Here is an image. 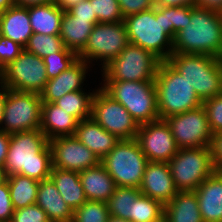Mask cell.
<instances>
[{"mask_svg": "<svg viewBox=\"0 0 222 222\" xmlns=\"http://www.w3.org/2000/svg\"><path fill=\"white\" fill-rule=\"evenodd\" d=\"M11 222H51L46 212L37 204L14 210Z\"/></svg>", "mask_w": 222, "mask_h": 222, "instance_id": "f35d334b", "label": "cell"}, {"mask_svg": "<svg viewBox=\"0 0 222 222\" xmlns=\"http://www.w3.org/2000/svg\"><path fill=\"white\" fill-rule=\"evenodd\" d=\"M7 179V175L3 167H0V185Z\"/></svg>", "mask_w": 222, "mask_h": 222, "instance_id": "f5cc1de1", "label": "cell"}, {"mask_svg": "<svg viewBox=\"0 0 222 222\" xmlns=\"http://www.w3.org/2000/svg\"><path fill=\"white\" fill-rule=\"evenodd\" d=\"M160 119L202 105L192 85L167 61H161L154 79Z\"/></svg>", "mask_w": 222, "mask_h": 222, "instance_id": "277c9868", "label": "cell"}, {"mask_svg": "<svg viewBox=\"0 0 222 222\" xmlns=\"http://www.w3.org/2000/svg\"><path fill=\"white\" fill-rule=\"evenodd\" d=\"M141 194L160 201L163 205L169 203L178 193L168 162H148L141 185Z\"/></svg>", "mask_w": 222, "mask_h": 222, "instance_id": "e0dca14e", "label": "cell"}, {"mask_svg": "<svg viewBox=\"0 0 222 222\" xmlns=\"http://www.w3.org/2000/svg\"><path fill=\"white\" fill-rule=\"evenodd\" d=\"M6 87L0 82V129L2 126V119H3V102L6 92Z\"/></svg>", "mask_w": 222, "mask_h": 222, "instance_id": "f907efd6", "label": "cell"}, {"mask_svg": "<svg viewBox=\"0 0 222 222\" xmlns=\"http://www.w3.org/2000/svg\"><path fill=\"white\" fill-rule=\"evenodd\" d=\"M10 142V134L0 130V167H4V163L8 153Z\"/></svg>", "mask_w": 222, "mask_h": 222, "instance_id": "7dc6e473", "label": "cell"}, {"mask_svg": "<svg viewBox=\"0 0 222 222\" xmlns=\"http://www.w3.org/2000/svg\"><path fill=\"white\" fill-rule=\"evenodd\" d=\"M91 118L119 140L137 137L139 125L119 102L112 99L100 87L92 100Z\"/></svg>", "mask_w": 222, "mask_h": 222, "instance_id": "4fadbf2b", "label": "cell"}, {"mask_svg": "<svg viewBox=\"0 0 222 222\" xmlns=\"http://www.w3.org/2000/svg\"><path fill=\"white\" fill-rule=\"evenodd\" d=\"M164 215V205L155 199L140 194L133 202L131 222H153Z\"/></svg>", "mask_w": 222, "mask_h": 222, "instance_id": "1f68e13d", "label": "cell"}, {"mask_svg": "<svg viewBox=\"0 0 222 222\" xmlns=\"http://www.w3.org/2000/svg\"><path fill=\"white\" fill-rule=\"evenodd\" d=\"M33 31L28 15V7L13 5L0 12V35L25 47Z\"/></svg>", "mask_w": 222, "mask_h": 222, "instance_id": "603a6c76", "label": "cell"}, {"mask_svg": "<svg viewBox=\"0 0 222 222\" xmlns=\"http://www.w3.org/2000/svg\"><path fill=\"white\" fill-rule=\"evenodd\" d=\"M96 90L89 92L79 90L65 94L54 103L76 117L79 121L91 118L92 100Z\"/></svg>", "mask_w": 222, "mask_h": 222, "instance_id": "f546056e", "label": "cell"}, {"mask_svg": "<svg viewBox=\"0 0 222 222\" xmlns=\"http://www.w3.org/2000/svg\"><path fill=\"white\" fill-rule=\"evenodd\" d=\"M136 139L148 162H169L178 151L165 119L140 125Z\"/></svg>", "mask_w": 222, "mask_h": 222, "instance_id": "9a60e30c", "label": "cell"}, {"mask_svg": "<svg viewBox=\"0 0 222 222\" xmlns=\"http://www.w3.org/2000/svg\"><path fill=\"white\" fill-rule=\"evenodd\" d=\"M14 208L12 205L7 179L0 185V222H11Z\"/></svg>", "mask_w": 222, "mask_h": 222, "instance_id": "60d3db41", "label": "cell"}, {"mask_svg": "<svg viewBox=\"0 0 222 222\" xmlns=\"http://www.w3.org/2000/svg\"><path fill=\"white\" fill-rule=\"evenodd\" d=\"M109 217L106 202L87 200L74 210L72 222H108Z\"/></svg>", "mask_w": 222, "mask_h": 222, "instance_id": "836d02e7", "label": "cell"}, {"mask_svg": "<svg viewBox=\"0 0 222 222\" xmlns=\"http://www.w3.org/2000/svg\"><path fill=\"white\" fill-rule=\"evenodd\" d=\"M74 136L92 151L99 160H102L120 141L92 118L79 121Z\"/></svg>", "mask_w": 222, "mask_h": 222, "instance_id": "ffe728a7", "label": "cell"}, {"mask_svg": "<svg viewBox=\"0 0 222 222\" xmlns=\"http://www.w3.org/2000/svg\"><path fill=\"white\" fill-rule=\"evenodd\" d=\"M164 215L168 222H203L195 191H178L164 205Z\"/></svg>", "mask_w": 222, "mask_h": 222, "instance_id": "4316f807", "label": "cell"}, {"mask_svg": "<svg viewBox=\"0 0 222 222\" xmlns=\"http://www.w3.org/2000/svg\"><path fill=\"white\" fill-rule=\"evenodd\" d=\"M209 148L215 171L222 172V133L213 134Z\"/></svg>", "mask_w": 222, "mask_h": 222, "instance_id": "ee69618b", "label": "cell"}, {"mask_svg": "<svg viewBox=\"0 0 222 222\" xmlns=\"http://www.w3.org/2000/svg\"><path fill=\"white\" fill-rule=\"evenodd\" d=\"M15 5L18 6H32V5H44L55 2V0H13Z\"/></svg>", "mask_w": 222, "mask_h": 222, "instance_id": "c3c4849f", "label": "cell"}, {"mask_svg": "<svg viewBox=\"0 0 222 222\" xmlns=\"http://www.w3.org/2000/svg\"><path fill=\"white\" fill-rule=\"evenodd\" d=\"M89 66V63L78 59L57 77L48 79L45 88L40 93L42 102L54 103L67 93L84 90L82 84L86 79Z\"/></svg>", "mask_w": 222, "mask_h": 222, "instance_id": "ac0fdd59", "label": "cell"}, {"mask_svg": "<svg viewBox=\"0 0 222 222\" xmlns=\"http://www.w3.org/2000/svg\"><path fill=\"white\" fill-rule=\"evenodd\" d=\"M36 204L47 214L51 222H72L73 210L68 206L53 181H39Z\"/></svg>", "mask_w": 222, "mask_h": 222, "instance_id": "cb8c5ba5", "label": "cell"}, {"mask_svg": "<svg viewBox=\"0 0 222 222\" xmlns=\"http://www.w3.org/2000/svg\"><path fill=\"white\" fill-rule=\"evenodd\" d=\"M85 196L89 201L108 202L114 193L116 184L103 164L87 168L79 172Z\"/></svg>", "mask_w": 222, "mask_h": 222, "instance_id": "7402d4cb", "label": "cell"}, {"mask_svg": "<svg viewBox=\"0 0 222 222\" xmlns=\"http://www.w3.org/2000/svg\"><path fill=\"white\" fill-rule=\"evenodd\" d=\"M42 104L38 93L6 89L0 130L11 135L40 129Z\"/></svg>", "mask_w": 222, "mask_h": 222, "instance_id": "9c48e42d", "label": "cell"}, {"mask_svg": "<svg viewBox=\"0 0 222 222\" xmlns=\"http://www.w3.org/2000/svg\"><path fill=\"white\" fill-rule=\"evenodd\" d=\"M123 17L154 8V0H118Z\"/></svg>", "mask_w": 222, "mask_h": 222, "instance_id": "b9f144b4", "label": "cell"}, {"mask_svg": "<svg viewBox=\"0 0 222 222\" xmlns=\"http://www.w3.org/2000/svg\"><path fill=\"white\" fill-rule=\"evenodd\" d=\"M93 26L89 19L72 16L65 10L60 26V37L64 47L79 54L86 46Z\"/></svg>", "mask_w": 222, "mask_h": 222, "instance_id": "d4e9b609", "label": "cell"}, {"mask_svg": "<svg viewBox=\"0 0 222 222\" xmlns=\"http://www.w3.org/2000/svg\"><path fill=\"white\" fill-rule=\"evenodd\" d=\"M24 50L19 43L0 35V68L3 69L13 62Z\"/></svg>", "mask_w": 222, "mask_h": 222, "instance_id": "ab89813d", "label": "cell"}, {"mask_svg": "<svg viewBox=\"0 0 222 222\" xmlns=\"http://www.w3.org/2000/svg\"><path fill=\"white\" fill-rule=\"evenodd\" d=\"M100 162L113 178L116 187L139 188L148 160L134 138L120 140Z\"/></svg>", "mask_w": 222, "mask_h": 222, "instance_id": "52a82bcc", "label": "cell"}, {"mask_svg": "<svg viewBox=\"0 0 222 222\" xmlns=\"http://www.w3.org/2000/svg\"><path fill=\"white\" fill-rule=\"evenodd\" d=\"M129 43L151 52L160 61L173 53V40L165 33L163 7L152 8L124 18Z\"/></svg>", "mask_w": 222, "mask_h": 222, "instance_id": "5b68a950", "label": "cell"}, {"mask_svg": "<svg viewBox=\"0 0 222 222\" xmlns=\"http://www.w3.org/2000/svg\"><path fill=\"white\" fill-rule=\"evenodd\" d=\"M173 53L206 54L222 59V14L193 7L173 40Z\"/></svg>", "mask_w": 222, "mask_h": 222, "instance_id": "7a4b0ae2", "label": "cell"}, {"mask_svg": "<svg viewBox=\"0 0 222 222\" xmlns=\"http://www.w3.org/2000/svg\"><path fill=\"white\" fill-rule=\"evenodd\" d=\"M192 8L190 6L163 7L164 31L172 40L181 29L185 28L187 13Z\"/></svg>", "mask_w": 222, "mask_h": 222, "instance_id": "d590c367", "label": "cell"}, {"mask_svg": "<svg viewBox=\"0 0 222 222\" xmlns=\"http://www.w3.org/2000/svg\"><path fill=\"white\" fill-rule=\"evenodd\" d=\"M67 11L75 17L89 19L94 25L98 23L96 14L93 13L90 0H83L77 4H74Z\"/></svg>", "mask_w": 222, "mask_h": 222, "instance_id": "7bdbcfd3", "label": "cell"}, {"mask_svg": "<svg viewBox=\"0 0 222 222\" xmlns=\"http://www.w3.org/2000/svg\"><path fill=\"white\" fill-rule=\"evenodd\" d=\"M3 169L7 176L20 174L37 181L49 178L52 153L49 140L40 129L10 135Z\"/></svg>", "mask_w": 222, "mask_h": 222, "instance_id": "6da1fadb", "label": "cell"}, {"mask_svg": "<svg viewBox=\"0 0 222 222\" xmlns=\"http://www.w3.org/2000/svg\"><path fill=\"white\" fill-rule=\"evenodd\" d=\"M78 54L64 47L60 52L43 57L48 79L57 77L78 60Z\"/></svg>", "mask_w": 222, "mask_h": 222, "instance_id": "e575fe53", "label": "cell"}, {"mask_svg": "<svg viewBox=\"0 0 222 222\" xmlns=\"http://www.w3.org/2000/svg\"><path fill=\"white\" fill-rule=\"evenodd\" d=\"M90 3L99 23L124 21L118 0H90Z\"/></svg>", "mask_w": 222, "mask_h": 222, "instance_id": "8d00e7d4", "label": "cell"}, {"mask_svg": "<svg viewBox=\"0 0 222 222\" xmlns=\"http://www.w3.org/2000/svg\"><path fill=\"white\" fill-rule=\"evenodd\" d=\"M195 194L203 222H222V172L214 171Z\"/></svg>", "mask_w": 222, "mask_h": 222, "instance_id": "d6986e66", "label": "cell"}, {"mask_svg": "<svg viewBox=\"0 0 222 222\" xmlns=\"http://www.w3.org/2000/svg\"><path fill=\"white\" fill-rule=\"evenodd\" d=\"M52 167L80 172L100 163L99 158L75 136H61L49 140Z\"/></svg>", "mask_w": 222, "mask_h": 222, "instance_id": "2e32d148", "label": "cell"}, {"mask_svg": "<svg viewBox=\"0 0 222 222\" xmlns=\"http://www.w3.org/2000/svg\"><path fill=\"white\" fill-rule=\"evenodd\" d=\"M108 222H129V221L121 219V218H117V217H114V216H110L109 219H108Z\"/></svg>", "mask_w": 222, "mask_h": 222, "instance_id": "db71d44e", "label": "cell"}, {"mask_svg": "<svg viewBox=\"0 0 222 222\" xmlns=\"http://www.w3.org/2000/svg\"><path fill=\"white\" fill-rule=\"evenodd\" d=\"M79 120L57 106L43 102L40 130L51 140L61 136H74Z\"/></svg>", "mask_w": 222, "mask_h": 222, "instance_id": "44dd1931", "label": "cell"}, {"mask_svg": "<svg viewBox=\"0 0 222 222\" xmlns=\"http://www.w3.org/2000/svg\"><path fill=\"white\" fill-rule=\"evenodd\" d=\"M14 5L13 0H0V12L6 11Z\"/></svg>", "mask_w": 222, "mask_h": 222, "instance_id": "816d5d0a", "label": "cell"}, {"mask_svg": "<svg viewBox=\"0 0 222 222\" xmlns=\"http://www.w3.org/2000/svg\"><path fill=\"white\" fill-rule=\"evenodd\" d=\"M167 62L193 86L202 102L222 92V59L206 54L172 53Z\"/></svg>", "mask_w": 222, "mask_h": 222, "instance_id": "3957f363", "label": "cell"}, {"mask_svg": "<svg viewBox=\"0 0 222 222\" xmlns=\"http://www.w3.org/2000/svg\"><path fill=\"white\" fill-rule=\"evenodd\" d=\"M140 194L139 188L116 187L107 202L109 215L131 222L133 202Z\"/></svg>", "mask_w": 222, "mask_h": 222, "instance_id": "4dcf8cb0", "label": "cell"}, {"mask_svg": "<svg viewBox=\"0 0 222 222\" xmlns=\"http://www.w3.org/2000/svg\"><path fill=\"white\" fill-rule=\"evenodd\" d=\"M100 88L122 104L139 126L160 119L154 81H104Z\"/></svg>", "mask_w": 222, "mask_h": 222, "instance_id": "8992f818", "label": "cell"}, {"mask_svg": "<svg viewBox=\"0 0 222 222\" xmlns=\"http://www.w3.org/2000/svg\"><path fill=\"white\" fill-rule=\"evenodd\" d=\"M196 0H154L155 8L170 7V6H190L195 7Z\"/></svg>", "mask_w": 222, "mask_h": 222, "instance_id": "f6af8a7d", "label": "cell"}, {"mask_svg": "<svg viewBox=\"0 0 222 222\" xmlns=\"http://www.w3.org/2000/svg\"><path fill=\"white\" fill-rule=\"evenodd\" d=\"M153 222H168V221H167L166 216H165V215H163L161 218H159L158 220L153 221Z\"/></svg>", "mask_w": 222, "mask_h": 222, "instance_id": "11a10c76", "label": "cell"}, {"mask_svg": "<svg viewBox=\"0 0 222 222\" xmlns=\"http://www.w3.org/2000/svg\"><path fill=\"white\" fill-rule=\"evenodd\" d=\"M195 7L222 14V0H196Z\"/></svg>", "mask_w": 222, "mask_h": 222, "instance_id": "bcb514c9", "label": "cell"}, {"mask_svg": "<svg viewBox=\"0 0 222 222\" xmlns=\"http://www.w3.org/2000/svg\"><path fill=\"white\" fill-rule=\"evenodd\" d=\"M168 164L178 191H195L215 171L209 147L178 149Z\"/></svg>", "mask_w": 222, "mask_h": 222, "instance_id": "30bf717a", "label": "cell"}, {"mask_svg": "<svg viewBox=\"0 0 222 222\" xmlns=\"http://www.w3.org/2000/svg\"><path fill=\"white\" fill-rule=\"evenodd\" d=\"M129 44L126 26L123 21L116 23H97L93 26L84 49L78 58L87 63L97 60L102 69L108 65Z\"/></svg>", "mask_w": 222, "mask_h": 222, "instance_id": "8fae6325", "label": "cell"}, {"mask_svg": "<svg viewBox=\"0 0 222 222\" xmlns=\"http://www.w3.org/2000/svg\"><path fill=\"white\" fill-rule=\"evenodd\" d=\"M165 121L170 126L178 149L210 146L213 134L202 105L168 116Z\"/></svg>", "mask_w": 222, "mask_h": 222, "instance_id": "5bb4252c", "label": "cell"}, {"mask_svg": "<svg viewBox=\"0 0 222 222\" xmlns=\"http://www.w3.org/2000/svg\"><path fill=\"white\" fill-rule=\"evenodd\" d=\"M83 0H55V3L62 8L63 10H67L74 4H77Z\"/></svg>", "mask_w": 222, "mask_h": 222, "instance_id": "681fc988", "label": "cell"}, {"mask_svg": "<svg viewBox=\"0 0 222 222\" xmlns=\"http://www.w3.org/2000/svg\"><path fill=\"white\" fill-rule=\"evenodd\" d=\"M160 60L151 52L129 43L101 69L103 81H154Z\"/></svg>", "mask_w": 222, "mask_h": 222, "instance_id": "ba28073f", "label": "cell"}, {"mask_svg": "<svg viewBox=\"0 0 222 222\" xmlns=\"http://www.w3.org/2000/svg\"><path fill=\"white\" fill-rule=\"evenodd\" d=\"M64 44L60 35L33 33L24 49L41 58L60 52Z\"/></svg>", "mask_w": 222, "mask_h": 222, "instance_id": "d6a6232c", "label": "cell"}, {"mask_svg": "<svg viewBox=\"0 0 222 222\" xmlns=\"http://www.w3.org/2000/svg\"><path fill=\"white\" fill-rule=\"evenodd\" d=\"M65 10L55 2L28 6V15L33 33L60 35L62 16Z\"/></svg>", "mask_w": 222, "mask_h": 222, "instance_id": "83f0119b", "label": "cell"}, {"mask_svg": "<svg viewBox=\"0 0 222 222\" xmlns=\"http://www.w3.org/2000/svg\"><path fill=\"white\" fill-rule=\"evenodd\" d=\"M48 81L43 58L26 51L0 73V82L7 88L20 92L40 94Z\"/></svg>", "mask_w": 222, "mask_h": 222, "instance_id": "7c38bea8", "label": "cell"}, {"mask_svg": "<svg viewBox=\"0 0 222 222\" xmlns=\"http://www.w3.org/2000/svg\"><path fill=\"white\" fill-rule=\"evenodd\" d=\"M7 182L14 210L36 204L39 181L20 174H12L7 176Z\"/></svg>", "mask_w": 222, "mask_h": 222, "instance_id": "f1b7e54d", "label": "cell"}, {"mask_svg": "<svg viewBox=\"0 0 222 222\" xmlns=\"http://www.w3.org/2000/svg\"><path fill=\"white\" fill-rule=\"evenodd\" d=\"M202 106L212 134L222 133V92L213 98L204 100Z\"/></svg>", "mask_w": 222, "mask_h": 222, "instance_id": "74e56055", "label": "cell"}, {"mask_svg": "<svg viewBox=\"0 0 222 222\" xmlns=\"http://www.w3.org/2000/svg\"><path fill=\"white\" fill-rule=\"evenodd\" d=\"M49 178L53 181L64 202L73 211L87 201L79 172L52 167Z\"/></svg>", "mask_w": 222, "mask_h": 222, "instance_id": "484cf974", "label": "cell"}]
</instances>
